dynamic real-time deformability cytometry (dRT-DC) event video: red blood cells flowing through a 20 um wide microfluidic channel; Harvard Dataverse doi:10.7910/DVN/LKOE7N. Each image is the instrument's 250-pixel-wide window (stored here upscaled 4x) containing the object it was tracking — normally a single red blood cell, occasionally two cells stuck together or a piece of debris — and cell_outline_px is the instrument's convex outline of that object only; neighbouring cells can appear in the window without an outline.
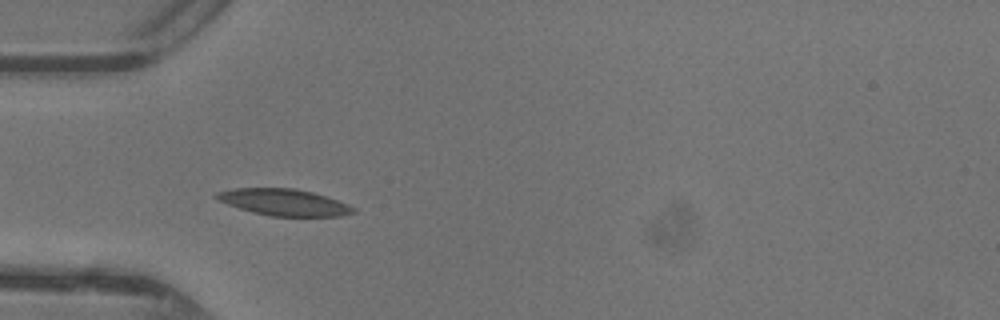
{"species": "common noctule bat (a hibernating species)", "species_latin": "Nyctalus noctula", "temperature_condition": "warm", "stored_images_in_passage": 35, "camera_frame_rate_fps": 3000, "um_per_image_px": 0.085, "animal": {"sex": "female"}, "frame": {"image": 1, "passage_image": 3, "time_ms": 0.667, "image_size_px": [1000, 320], "cell_outline_px": [[356, 212], [340, 216], [272, 216], [252, 212], [228, 204], [212, 196], [216, 192], [236, 188], [292, 188], [312, 192], [348, 204], [356, 208]], "centroid_in_image_um": [24.14, 17.19], "position_along_channel_um": 60.9, "area_um2": 20.98}}
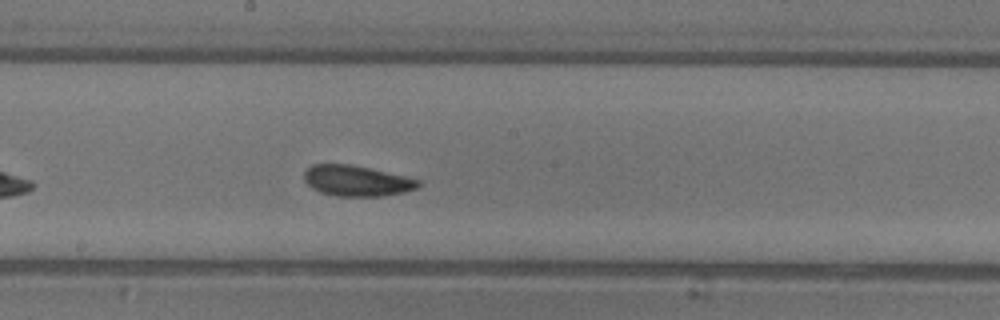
{"frame": {"image": 2, "passage_image": 14, "time_ms": 4.333, "image_size_px": [1000, 320], "cell_outline_px": [[420, 184], [416, 188], [404, 192], [384, 196], [336, 196], [320, 192], [312, 188], [304, 180], [304, 172], [312, 164], [352, 164], [404, 176], [420, 180]], "centroid_in_image_um": [30.29, 15.37], "position_along_channel_um": 217.9, "area_um2": 20.35}}
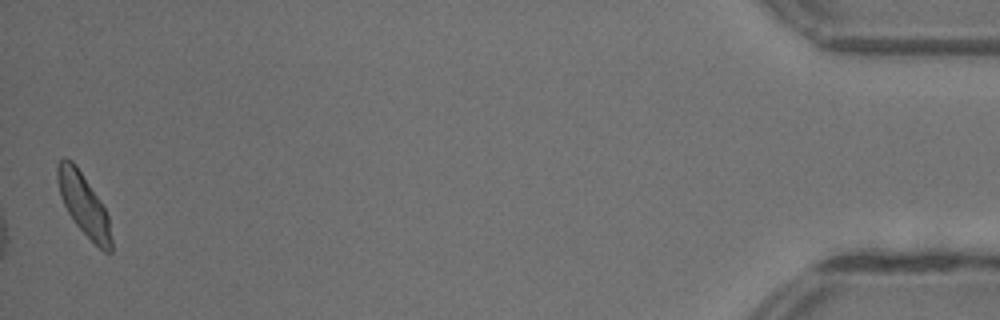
{"frame": {"image": 3, "passage_image": 35, "time_ms": 11.333, "image_size_px": [1000, 320], "cell_outline_px": [[112, 252], [104, 252], [76, 224], [68, 212], [60, 196], [56, 176], [56, 168], [60, 160], [64, 156], [72, 160], [76, 164], [104, 208], [108, 216], [112, 240]], "centroid_in_image_um": [7.09, 17.35], "position_along_channel_um": 428.1, "area_um2": 19.02}, "authors_computed_cell_mechanics": {"area_um2": 19.8832, "velocity_mm_per_s": 4.3567, "shape_relaxation_time_tau1_ms": 2.5958, "shape_relaxation_time_tau2_ms": 5.126, "deformation_change_tau1": 0.104, "deformation_change_tau2": 0.141}}